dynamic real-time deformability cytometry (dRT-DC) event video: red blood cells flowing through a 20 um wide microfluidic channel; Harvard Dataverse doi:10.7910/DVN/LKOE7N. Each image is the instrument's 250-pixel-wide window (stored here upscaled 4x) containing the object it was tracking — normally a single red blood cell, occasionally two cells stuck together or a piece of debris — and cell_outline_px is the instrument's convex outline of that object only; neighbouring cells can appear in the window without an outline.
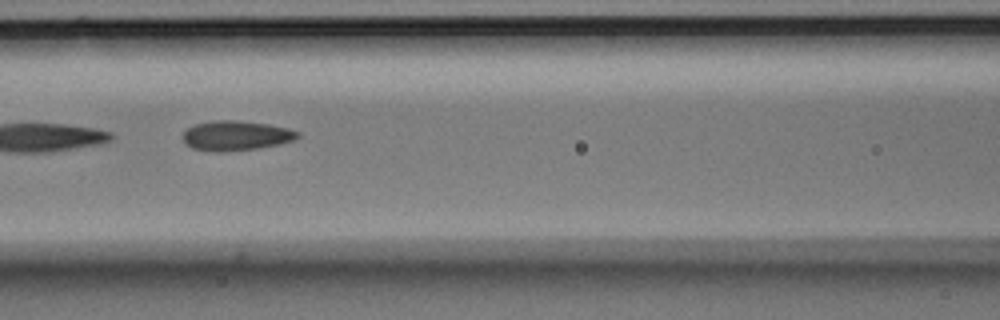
{"species": "Egyptian fruit bat (a non-hibernating species)", "species_latin": "Rousettus aegyptiacus", "temperature_condition": "room temperature", "stored_images_in_passage": 15, "camera_frame_rate_fps": 3000, "um_per_image_px": 0.085, "animal": {"sex": "male"}, "frame": {"image": 1, "passage_image": 7, "time_ms": 2.0, "image_size_px": [1000, 320], "cell_outline_px": [[300, 136], [292, 140], [280, 144], [256, 148], [220, 152], [216, 152], [192, 148], [184, 144], [184, 132], [192, 124], [212, 120], [236, 120], [268, 124], [288, 128], [300, 132]], "centroid_in_image_um": [20.04, 11.52], "position_along_channel_um": 146.6, "area_um2": 19.94}}